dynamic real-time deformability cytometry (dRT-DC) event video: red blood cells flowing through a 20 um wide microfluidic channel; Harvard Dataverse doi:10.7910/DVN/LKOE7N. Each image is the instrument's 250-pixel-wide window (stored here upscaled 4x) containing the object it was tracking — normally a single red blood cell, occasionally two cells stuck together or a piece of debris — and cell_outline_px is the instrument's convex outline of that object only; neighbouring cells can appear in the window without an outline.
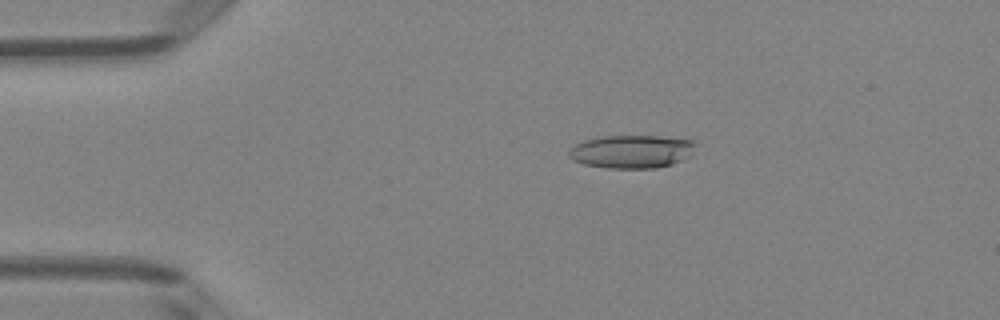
{"species": "Egyptian fruit bat (a non-hibernating species)", "species_latin": "Rousettus aegyptiacus", "temperature_condition": "room temperature", "stored_images_in_passage": 50, "camera_frame_rate_fps": 3000, "um_per_image_px": 0.085, "animal": {"sex": "female"}, "frame": {"image": 1, "passage_image": 10, "time_ms": 3.0, "image_size_px": [1000, 320], "cell_outline_px": [[696, 144], [692, 156], [672, 164], [656, 168], [608, 168], [584, 164], [568, 156], [568, 152], [572, 144], [584, 140], [604, 136], [660, 136], [692, 140]], "centroid_in_image_um": [53.7, 12.88], "position_along_channel_um": 31.3, "area_um2": 24.62}}
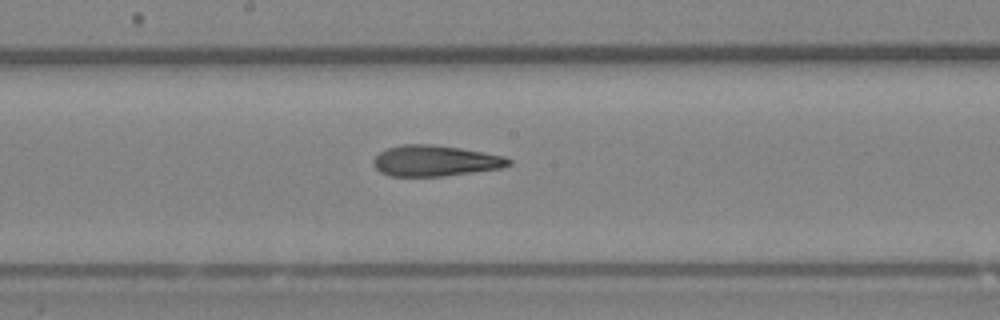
{"frame": {"image": 2, "passage_image": 27, "time_ms": 8.667, "image_size_px": [1000, 320], "cell_outline_px": [[512, 164], [500, 168], [444, 176], [388, 176], [380, 172], [372, 164], [372, 160], [380, 152], [388, 148], [400, 144], [428, 144], [460, 148], [484, 152], [504, 156], [512, 160]], "centroid_in_image_um": [36.97, 13.67], "position_along_channel_um": 211.2, "area_um2": 24.33}}
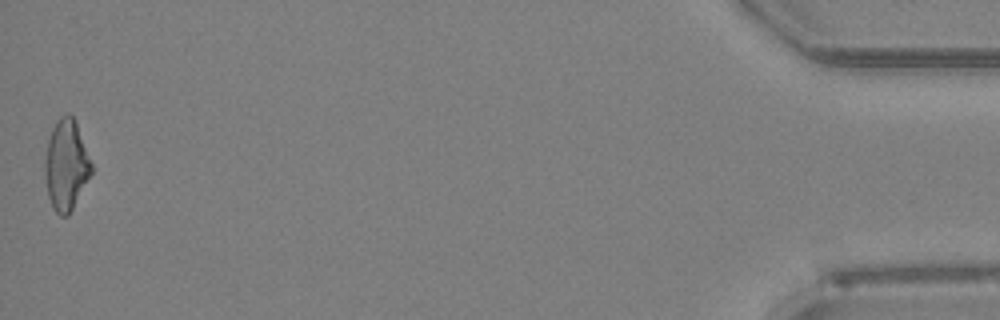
{"frame": {"image": 3, "passage_image": 50, "time_ms": 16.333, "image_size_px": [1000, 320], "cell_outline_px": [[92, 172], [68, 216], [60, 216], [52, 208], [48, 196], [44, 172], [44, 160], [48, 140], [52, 128], [56, 120], [60, 116], [68, 112], [72, 116], [76, 124], [92, 164]], "centroid_in_image_um": [5.59, 14.03], "position_along_channel_um": 429.6, "area_um2": 24.33}, "authors_computed_cell_mechanics": {"area_um2": 24.4783, "velocity_mm_per_s": 4.0678, "shape_relaxation_time_tau1_ms": 8.163, "shape_relaxation_time_tau2_ms": 2.7172, "deformation_change_tau1": 0.2169, "deformation_change_tau2": 0.1397}}